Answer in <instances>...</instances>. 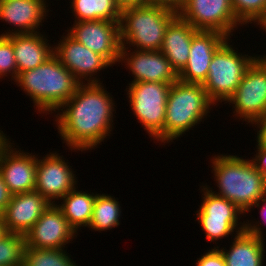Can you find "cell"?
I'll use <instances>...</instances> for the list:
<instances>
[{"instance_id": "1f68e13d", "label": "cell", "mask_w": 266, "mask_h": 266, "mask_svg": "<svg viewBox=\"0 0 266 266\" xmlns=\"http://www.w3.org/2000/svg\"><path fill=\"white\" fill-rule=\"evenodd\" d=\"M257 151H259L255 156V159H252V163L255 168L259 170L266 177V146L257 145Z\"/></svg>"}, {"instance_id": "4316f807", "label": "cell", "mask_w": 266, "mask_h": 266, "mask_svg": "<svg viewBox=\"0 0 266 266\" xmlns=\"http://www.w3.org/2000/svg\"><path fill=\"white\" fill-rule=\"evenodd\" d=\"M26 248L25 237L21 234L8 233L0 239V266L24 263Z\"/></svg>"}, {"instance_id": "83f0119b", "label": "cell", "mask_w": 266, "mask_h": 266, "mask_svg": "<svg viewBox=\"0 0 266 266\" xmlns=\"http://www.w3.org/2000/svg\"><path fill=\"white\" fill-rule=\"evenodd\" d=\"M239 23L257 22L266 13V0H231Z\"/></svg>"}, {"instance_id": "7402d4cb", "label": "cell", "mask_w": 266, "mask_h": 266, "mask_svg": "<svg viewBox=\"0 0 266 266\" xmlns=\"http://www.w3.org/2000/svg\"><path fill=\"white\" fill-rule=\"evenodd\" d=\"M43 37L39 32L12 34V44L18 74L36 68L53 55L54 48L48 46L46 37L45 39Z\"/></svg>"}, {"instance_id": "d4e9b609", "label": "cell", "mask_w": 266, "mask_h": 266, "mask_svg": "<svg viewBox=\"0 0 266 266\" xmlns=\"http://www.w3.org/2000/svg\"><path fill=\"white\" fill-rule=\"evenodd\" d=\"M120 215L121 210L118 201L108 194H96L89 227L95 231L112 229L120 224Z\"/></svg>"}, {"instance_id": "f546056e", "label": "cell", "mask_w": 266, "mask_h": 266, "mask_svg": "<svg viewBox=\"0 0 266 266\" xmlns=\"http://www.w3.org/2000/svg\"><path fill=\"white\" fill-rule=\"evenodd\" d=\"M196 264V266H226L222 252L216 248L201 256Z\"/></svg>"}, {"instance_id": "e575fe53", "label": "cell", "mask_w": 266, "mask_h": 266, "mask_svg": "<svg viewBox=\"0 0 266 266\" xmlns=\"http://www.w3.org/2000/svg\"><path fill=\"white\" fill-rule=\"evenodd\" d=\"M116 1L122 9L130 6L148 5V0H116Z\"/></svg>"}, {"instance_id": "cb8c5ba5", "label": "cell", "mask_w": 266, "mask_h": 266, "mask_svg": "<svg viewBox=\"0 0 266 266\" xmlns=\"http://www.w3.org/2000/svg\"><path fill=\"white\" fill-rule=\"evenodd\" d=\"M75 22L88 20L120 21L122 8L116 0H72Z\"/></svg>"}, {"instance_id": "7c38bea8", "label": "cell", "mask_w": 266, "mask_h": 266, "mask_svg": "<svg viewBox=\"0 0 266 266\" xmlns=\"http://www.w3.org/2000/svg\"><path fill=\"white\" fill-rule=\"evenodd\" d=\"M5 139L0 144V173L12 195L31 192L36 187L37 157L15 151ZM19 152V153H18Z\"/></svg>"}, {"instance_id": "603a6c76", "label": "cell", "mask_w": 266, "mask_h": 266, "mask_svg": "<svg viewBox=\"0 0 266 266\" xmlns=\"http://www.w3.org/2000/svg\"><path fill=\"white\" fill-rule=\"evenodd\" d=\"M76 188L69 191L63 198V204L57 205L68 220L70 226L77 230L81 226H89L92 218L96 195L82 191H76ZM78 228V229H77Z\"/></svg>"}, {"instance_id": "d6a6232c", "label": "cell", "mask_w": 266, "mask_h": 266, "mask_svg": "<svg viewBox=\"0 0 266 266\" xmlns=\"http://www.w3.org/2000/svg\"><path fill=\"white\" fill-rule=\"evenodd\" d=\"M11 197L12 194L9 191L7 184L4 182L2 174L0 173V216H2L3 211L11 201Z\"/></svg>"}, {"instance_id": "52a82bcc", "label": "cell", "mask_w": 266, "mask_h": 266, "mask_svg": "<svg viewBox=\"0 0 266 266\" xmlns=\"http://www.w3.org/2000/svg\"><path fill=\"white\" fill-rule=\"evenodd\" d=\"M129 85L128 98L134 115L151 137L164 143L165 109L172 84L136 82Z\"/></svg>"}, {"instance_id": "d590c367", "label": "cell", "mask_w": 266, "mask_h": 266, "mask_svg": "<svg viewBox=\"0 0 266 266\" xmlns=\"http://www.w3.org/2000/svg\"><path fill=\"white\" fill-rule=\"evenodd\" d=\"M260 202H263V204H265L266 203V195H264L258 202H256L252 207H260ZM263 207L261 208V215L263 216L262 218L265 220L264 222L266 223V215H265V213H266V204H265V206L264 205H262Z\"/></svg>"}, {"instance_id": "8d00e7d4", "label": "cell", "mask_w": 266, "mask_h": 266, "mask_svg": "<svg viewBox=\"0 0 266 266\" xmlns=\"http://www.w3.org/2000/svg\"><path fill=\"white\" fill-rule=\"evenodd\" d=\"M9 232L7 231L6 225L3 220V216H0V239H2Z\"/></svg>"}, {"instance_id": "8fae6325", "label": "cell", "mask_w": 266, "mask_h": 266, "mask_svg": "<svg viewBox=\"0 0 266 266\" xmlns=\"http://www.w3.org/2000/svg\"><path fill=\"white\" fill-rule=\"evenodd\" d=\"M203 189L204 200L197 211V221L205 231L207 239L213 242L231 235L239 225L238 215L244 212L231 201L213 194L207 186H203Z\"/></svg>"}, {"instance_id": "836d02e7", "label": "cell", "mask_w": 266, "mask_h": 266, "mask_svg": "<svg viewBox=\"0 0 266 266\" xmlns=\"http://www.w3.org/2000/svg\"><path fill=\"white\" fill-rule=\"evenodd\" d=\"M259 125L260 130L257 135V144L266 146V114L255 122V125Z\"/></svg>"}, {"instance_id": "d6986e66", "label": "cell", "mask_w": 266, "mask_h": 266, "mask_svg": "<svg viewBox=\"0 0 266 266\" xmlns=\"http://www.w3.org/2000/svg\"><path fill=\"white\" fill-rule=\"evenodd\" d=\"M238 229L230 250L220 249L226 266H262L265 249L261 228L247 222Z\"/></svg>"}, {"instance_id": "ffe728a7", "label": "cell", "mask_w": 266, "mask_h": 266, "mask_svg": "<svg viewBox=\"0 0 266 266\" xmlns=\"http://www.w3.org/2000/svg\"><path fill=\"white\" fill-rule=\"evenodd\" d=\"M45 5L44 0H0V20L12 23L20 29L2 33V36L13 33H37L35 30L48 12Z\"/></svg>"}, {"instance_id": "4fadbf2b", "label": "cell", "mask_w": 266, "mask_h": 266, "mask_svg": "<svg viewBox=\"0 0 266 266\" xmlns=\"http://www.w3.org/2000/svg\"><path fill=\"white\" fill-rule=\"evenodd\" d=\"M63 212L51 204L24 235L26 247L39 249H62L76 236Z\"/></svg>"}, {"instance_id": "9a60e30c", "label": "cell", "mask_w": 266, "mask_h": 266, "mask_svg": "<svg viewBox=\"0 0 266 266\" xmlns=\"http://www.w3.org/2000/svg\"><path fill=\"white\" fill-rule=\"evenodd\" d=\"M126 45L121 47L119 61H125L134 75L132 83L157 82L175 83L177 72L160 50H137L127 54ZM130 56V57H129ZM128 57V58H127Z\"/></svg>"}, {"instance_id": "8992f818", "label": "cell", "mask_w": 266, "mask_h": 266, "mask_svg": "<svg viewBox=\"0 0 266 266\" xmlns=\"http://www.w3.org/2000/svg\"><path fill=\"white\" fill-rule=\"evenodd\" d=\"M227 41L213 54L207 78L202 84L214 104L227 101L235 93L246 70L257 59L236 53Z\"/></svg>"}, {"instance_id": "ba28073f", "label": "cell", "mask_w": 266, "mask_h": 266, "mask_svg": "<svg viewBox=\"0 0 266 266\" xmlns=\"http://www.w3.org/2000/svg\"><path fill=\"white\" fill-rule=\"evenodd\" d=\"M236 116L254 124L266 114V59L257 58L246 70L235 93L227 100ZM239 114V115H238Z\"/></svg>"}, {"instance_id": "e0dca14e", "label": "cell", "mask_w": 266, "mask_h": 266, "mask_svg": "<svg viewBox=\"0 0 266 266\" xmlns=\"http://www.w3.org/2000/svg\"><path fill=\"white\" fill-rule=\"evenodd\" d=\"M62 42L53 47V54L59 59L74 77L83 83L81 77L93 76L95 73L111 64L101 55L91 51L82 43L74 39L69 33L63 36ZM95 72V73H94ZM93 74V75H92Z\"/></svg>"}, {"instance_id": "5bb4252c", "label": "cell", "mask_w": 266, "mask_h": 266, "mask_svg": "<svg viewBox=\"0 0 266 266\" xmlns=\"http://www.w3.org/2000/svg\"><path fill=\"white\" fill-rule=\"evenodd\" d=\"M70 167L58 154H48L43 160L37 158L35 191L39 192L50 204L54 199L63 198L76 186Z\"/></svg>"}, {"instance_id": "f35d334b", "label": "cell", "mask_w": 266, "mask_h": 266, "mask_svg": "<svg viewBox=\"0 0 266 266\" xmlns=\"http://www.w3.org/2000/svg\"><path fill=\"white\" fill-rule=\"evenodd\" d=\"M9 266H25V264H24V263H22V264H17V265H9Z\"/></svg>"}, {"instance_id": "4dcf8cb0", "label": "cell", "mask_w": 266, "mask_h": 266, "mask_svg": "<svg viewBox=\"0 0 266 266\" xmlns=\"http://www.w3.org/2000/svg\"><path fill=\"white\" fill-rule=\"evenodd\" d=\"M186 2L187 0H148L149 5L162 6L177 13L184 7Z\"/></svg>"}, {"instance_id": "74e56055", "label": "cell", "mask_w": 266, "mask_h": 266, "mask_svg": "<svg viewBox=\"0 0 266 266\" xmlns=\"http://www.w3.org/2000/svg\"><path fill=\"white\" fill-rule=\"evenodd\" d=\"M259 25H261V28L266 29V13L257 21ZM263 58L266 59V56H263Z\"/></svg>"}, {"instance_id": "7a4b0ae2", "label": "cell", "mask_w": 266, "mask_h": 266, "mask_svg": "<svg viewBox=\"0 0 266 266\" xmlns=\"http://www.w3.org/2000/svg\"><path fill=\"white\" fill-rule=\"evenodd\" d=\"M16 81L43 113L59 111L81 84L54 54L36 68L19 73Z\"/></svg>"}, {"instance_id": "484cf974", "label": "cell", "mask_w": 266, "mask_h": 266, "mask_svg": "<svg viewBox=\"0 0 266 266\" xmlns=\"http://www.w3.org/2000/svg\"><path fill=\"white\" fill-rule=\"evenodd\" d=\"M63 249H39L26 247L25 266H77Z\"/></svg>"}, {"instance_id": "30bf717a", "label": "cell", "mask_w": 266, "mask_h": 266, "mask_svg": "<svg viewBox=\"0 0 266 266\" xmlns=\"http://www.w3.org/2000/svg\"><path fill=\"white\" fill-rule=\"evenodd\" d=\"M120 21H79L68 32L91 51L103 56L111 65L119 62L121 51Z\"/></svg>"}, {"instance_id": "2e32d148", "label": "cell", "mask_w": 266, "mask_h": 266, "mask_svg": "<svg viewBox=\"0 0 266 266\" xmlns=\"http://www.w3.org/2000/svg\"><path fill=\"white\" fill-rule=\"evenodd\" d=\"M226 40L228 37L217 31H198L192 38L187 64L178 74V80L203 84L213 54Z\"/></svg>"}, {"instance_id": "44dd1931", "label": "cell", "mask_w": 266, "mask_h": 266, "mask_svg": "<svg viewBox=\"0 0 266 266\" xmlns=\"http://www.w3.org/2000/svg\"><path fill=\"white\" fill-rule=\"evenodd\" d=\"M198 32L177 15L167 26L160 51L179 74L186 66L193 36Z\"/></svg>"}, {"instance_id": "277c9868", "label": "cell", "mask_w": 266, "mask_h": 266, "mask_svg": "<svg viewBox=\"0 0 266 266\" xmlns=\"http://www.w3.org/2000/svg\"><path fill=\"white\" fill-rule=\"evenodd\" d=\"M212 104L202 84L172 83L165 109L164 141L177 139L202 121Z\"/></svg>"}, {"instance_id": "5b68a950", "label": "cell", "mask_w": 266, "mask_h": 266, "mask_svg": "<svg viewBox=\"0 0 266 266\" xmlns=\"http://www.w3.org/2000/svg\"><path fill=\"white\" fill-rule=\"evenodd\" d=\"M177 15L157 5L123 8L119 22L121 45L129 43L136 45L137 50H160L166 28Z\"/></svg>"}, {"instance_id": "ac0fdd59", "label": "cell", "mask_w": 266, "mask_h": 266, "mask_svg": "<svg viewBox=\"0 0 266 266\" xmlns=\"http://www.w3.org/2000/svg\"><path fill=\"white\" fill-rule=\"evenodd\" d=\"M51 204L37 191L12 195L2 216L9 233L25 235Z\"/></svg>"}, {"instance_id": "6da1fadb", "label": "cell", "mask_w": 266, "mask_h": 266, "mask_svg": "<svg viewBox=\"0 0 266 266\" xmlns=\"http://www.w3.org/2000/svg\"><path fill=\"white\" fill-rule=\"evenodd\" d=\"M87 81L61 106L66 109L55 120L66 145L81 151L93 149L109 135L114 111L112 97L99 80L89 77Z\"/></svg>"}, {"instance_id": "9c48e42d", "label": "cell", "mask_w": 266, "mask_h": 266, "mask_svg": "<svg viewBox=\"0 0 266 266\" xmlns=\"http://www.w3.org/2000/svg\"><path fill=\"white\" fill-rule=\"evenodd\" d=\"M178 15L198 31H217L228 38L240 24L231 0H187Z\"/></svg>"}, {"instance_id": "f1b7e54d", "label": "cell", "mask_w": 266, "mask_h": 266, "mask_svg": "<svg viewBox=\"0 0 266 266\" xmlns=\"http://www.w3.org/2000/svg\"><path fill=\"white\" fill-rule=\"evenodd\" d=\"M8 73L13 74V79H16L18 76L12 44V34L7 36L0 35V77Z\"/></svg>"}, {"instance_id": "3957f363", "label": "cell", "mask_w": 266, "mask_h": 266, "mask_svg": "<svg viewBox=\"0 0 266 266\" xmlns=\"http://www.w3.org/2000/svg\"><path fill=\"white\" fill-rule=\"evenodd\" d=\"M212 163L220 191L212 193L231 201L244 213L266 195V177L251 160L234 155H217Z\"/></svg>"}]
</instances>
